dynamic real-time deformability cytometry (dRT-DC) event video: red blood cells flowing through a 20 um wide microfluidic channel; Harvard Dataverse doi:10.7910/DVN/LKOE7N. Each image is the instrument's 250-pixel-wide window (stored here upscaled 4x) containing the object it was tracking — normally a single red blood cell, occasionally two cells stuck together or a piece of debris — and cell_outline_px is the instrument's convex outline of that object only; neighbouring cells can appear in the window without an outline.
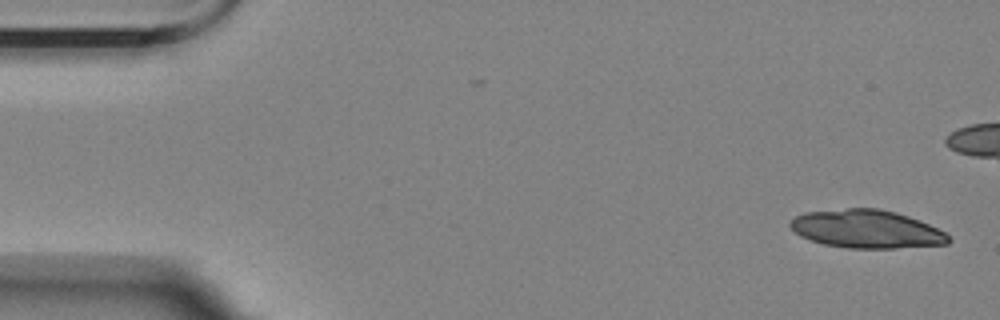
{"species": "Egyptian fruit bat (a non-hibernating species)", "species_latin": "Rousettus aegyptiacus", "temperature_condition": "room temperature", "stored_images_in_passage": 6, "camera_frame_rate_fps": 3000, "um_per_image_px": 0.085, "animal": {"sex": "female"}, "frame": {"image": 1, "passage_image": 1, "time_ms": 0.0, "image_size_px": [1000, 320], "cell_outline_px": [[952, 240], [948, 244], [896, 248], [848, 248], [824, 244], [800, 236], [788, 224], [796, 216], [804, 212], [848, 208], [880, 208], [896, 212], [920, 220], [944, 232]], "centroid_in_image_um": [73.67, 19.46], "position_along_channel_um": 11.3, "area_um2": 35.14}}